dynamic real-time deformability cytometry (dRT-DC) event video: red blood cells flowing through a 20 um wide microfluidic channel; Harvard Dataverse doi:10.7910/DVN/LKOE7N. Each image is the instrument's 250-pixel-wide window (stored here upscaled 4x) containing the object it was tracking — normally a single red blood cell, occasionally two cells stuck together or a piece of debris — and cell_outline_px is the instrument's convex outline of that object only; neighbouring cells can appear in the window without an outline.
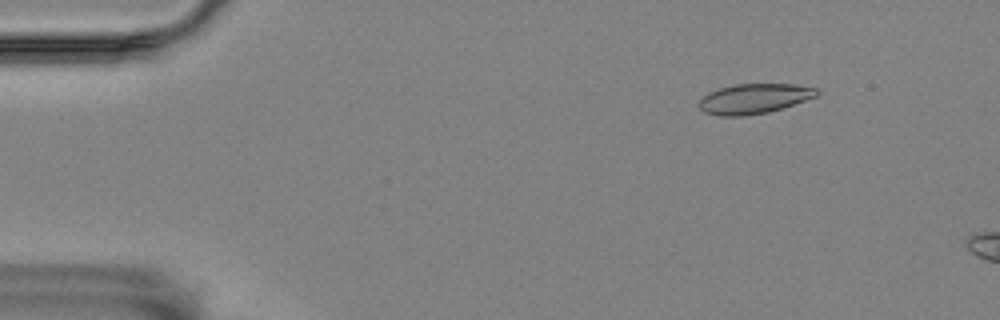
{"species": "Egyptian fruit bat (a non-hibernating species)", "species_latin": "Rousettus aegyptiacus", "temperature_condition": "room temperature", "stored_images_in_passage": 12, "camera_frame_rate_fps": 3000, "um_per_image_px": 0.085, "animal": {"sex": "female"}, "frame": {"image": 1, "passage_image": 7, "time_ms": 2.0, "image_size_px": [1000, 320], "cell_outline_px": [[820, 92], [816, 96], [768, 112], [744, 116], [720, 116], [704, 112], [696, 104], [708, 92], [720, 88], [736, 84], [792, 84], [816, 88]], "centroid_in_image_um": [64.04, 8.39], "position_along_channel_um": 21.0, "area_um2": 20.35}}